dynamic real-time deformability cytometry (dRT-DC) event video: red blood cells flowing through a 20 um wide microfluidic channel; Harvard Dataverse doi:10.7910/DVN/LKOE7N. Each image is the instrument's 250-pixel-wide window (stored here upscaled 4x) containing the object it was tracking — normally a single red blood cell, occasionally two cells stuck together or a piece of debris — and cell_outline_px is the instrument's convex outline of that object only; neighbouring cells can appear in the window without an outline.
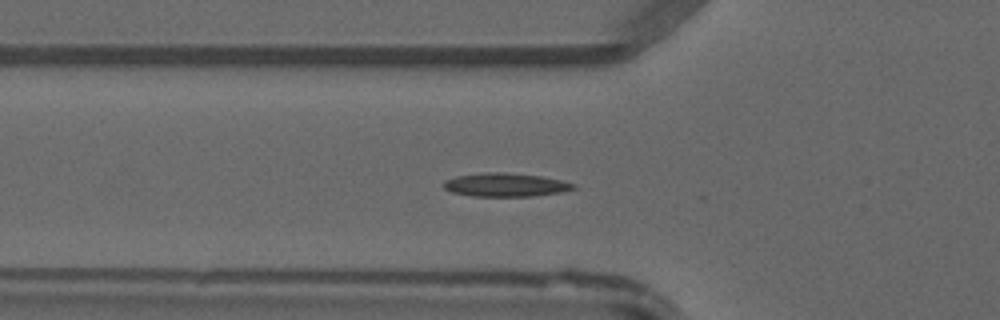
{"species": "common noctule bat (a hibernating species)", "species_latin": "Nyctalus noctula", "temperature_condition": "warm", "stored_images_in_passage": 33, "camera_frame_rate_fps": 3000, "um_per_image_px": 0.085, "animal": {"sex": "male", "forearm_length_mm": 52.5}, "frame": {"image": 1, "passage_image": 2, "time_ms": 0.333, "image_size_px": [1000, 320], "cell_outline_px": [[576, 188], [560, 192], [532, 196], [472, 196], [452, 192], [444, 188], [444, 180], [456, 176], [484, 172], [504, 172], [540, 176], [560, 180], [576, 184]], "centroid_in_image_um": [42.95, 15.71], "position_along_channel_um": 82.9, "area_um2": 17.69}}
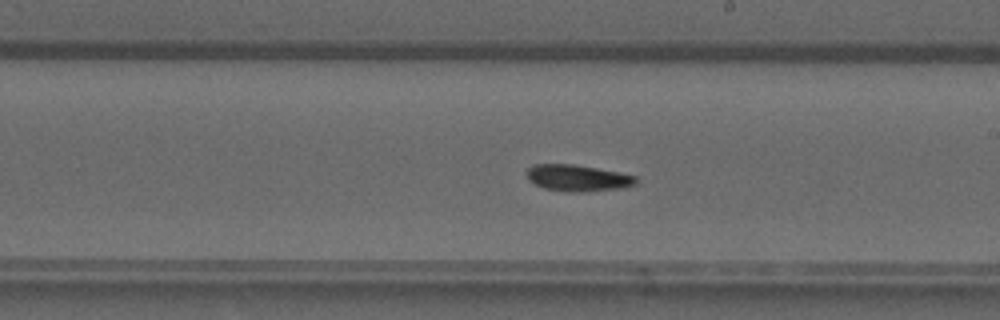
{"frame": {"image": 2, "passage_image": 13, "time_ms": 4.0, "image_size_px": [1000, 320], "cell_outline_px": [[636, 184], [624, 188], [584, 192], [564, 192], [544, 188], [528, 180], [528, 168], [532, 164], [572, 164], [596, 168], [636, 176]], "centroid_in_image_um": [49.09, 15.14], "position_along_channel_um": 239.9, "area_um2": 16.82}}
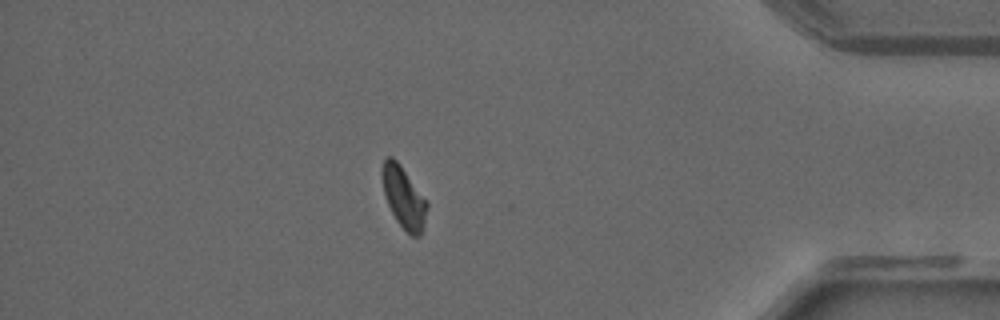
{"frame": {"image": 3, "passage_image": 27, "time_ms": 8.667, "image_size_px": [1000, 320], "cell_outline_px": [[428, 208], [420, 236], [412, 236], [396, 220], [388, 204], [384, 192], [380, 172], [384, 160], [388, 156], [392, 156], [400, 164], [428, 200]], "centroid_in_image_um": [34.32, 16.73], "position_along_channel_um": 400.9, "area_um2": 16.13}}